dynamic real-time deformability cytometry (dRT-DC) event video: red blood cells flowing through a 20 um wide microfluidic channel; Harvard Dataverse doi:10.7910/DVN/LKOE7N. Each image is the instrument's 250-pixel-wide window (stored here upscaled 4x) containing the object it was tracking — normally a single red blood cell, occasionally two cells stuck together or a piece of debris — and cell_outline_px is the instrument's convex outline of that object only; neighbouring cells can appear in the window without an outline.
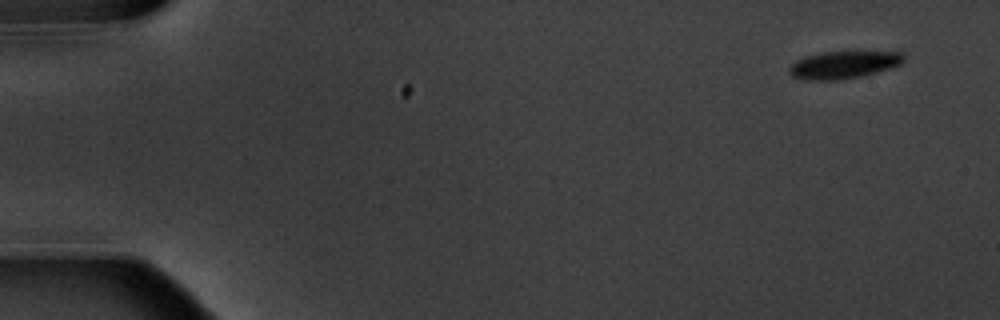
{"species": "common noctule bat (a hibernating species)", "species_latin": "Nyctalus noctula", "temperature_condition": "warm", "stored_images_in_passage": 5, "camera_frame_rate_fps": 3000, "um_per_image_px": 0.085, "animal": {"sex": "male", "body_mass_g": 20.1, "forearm_length_mm": 53.5}, "frame": {"image": 1, "passage_image": 1, "time_ms": 0.0, "image_size_px": [1000, 320], "cell_outline_px": [[904, 60], [900, 64], [888, 68], [860, 76], [840, 80], [804, 80], [792, 76], [788, 72], [788, 68], [796, 60], [808, 56], [824, 52], [900, 52], [904, 56]], "centroid_in_image_um": [71.65, 5.52], "position_along_channel_um": 13.4, "area_um2": 17.98}}
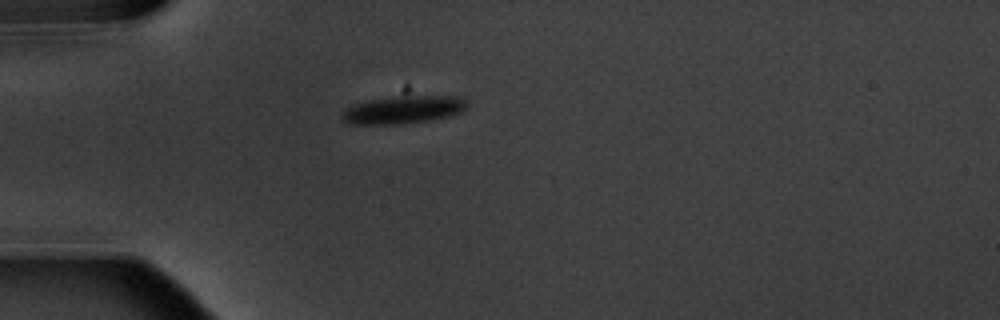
{"frame": {"image": 2, "passage_image": 5, "time_ms": 4.333, "image_size_px": [1000, 320], "cell_outline_px": [[468, 108], [464, 112], [448, 116], [428, 120], [396, 124], [352, 124], [340, 120], [340, 112], [344, 108], [352, 104], [368, 100], [392, 96], [464, 96], [468, 100]], "centroid_in_image_um": [34.27, 9.31], "position_along_channel_um": 50.7, "area_um2": 20.75}}